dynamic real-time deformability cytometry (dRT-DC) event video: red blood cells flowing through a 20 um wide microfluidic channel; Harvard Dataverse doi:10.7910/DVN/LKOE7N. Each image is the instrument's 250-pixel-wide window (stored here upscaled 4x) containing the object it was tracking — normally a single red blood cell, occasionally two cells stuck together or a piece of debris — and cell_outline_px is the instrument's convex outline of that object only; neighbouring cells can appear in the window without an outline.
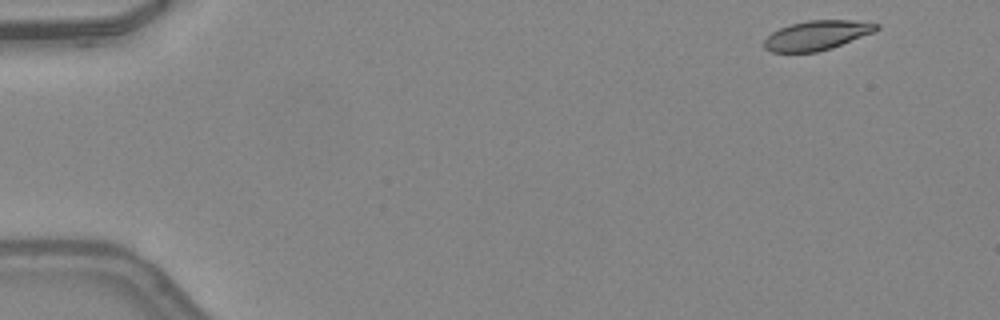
{"species": "common noctule bat (a hibernating species)", "species_latin": "Nyctalus noctula", "temperature_condition": "warm", "stored_images_in_passage": 46, "camera_frame_rate_fps": 3000, "um_per_image_px": 0.085, "animal": {"sex": "female", "body_mass_g": 24.6, "forearm_length_mm": 56.2}, "frame": {"image": 1, "passage_image": 1, "time_ms": 0.0, "image_size_px": [1000, 320], "cell_outline_px": [[880, 28], [876, 32], [832, 48], [816, 52], [772, 52], [764, 48], [764, 40], [772, 32], [780, 28], [792, 24], [808, 20], [852, 20], [880, 24]], "centroid_in_image_um": [69.48, 3.0], "position_along_channel_um": 15.5, "area_um2": 19.36}}
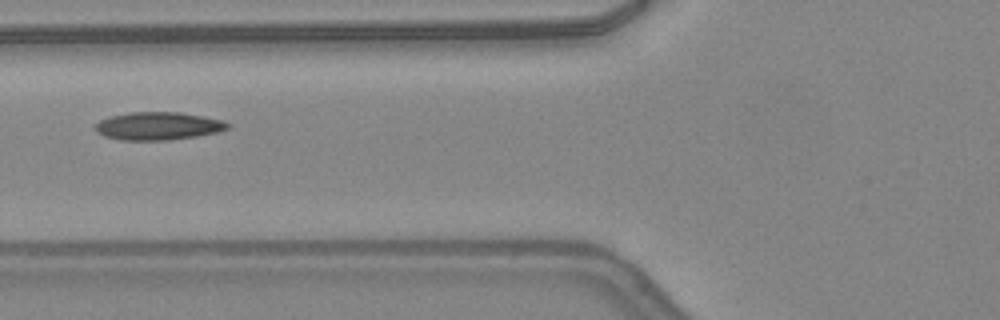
{"frame": {"image": 2, "passage_image": 17, "time_ms": 5.333, "image_size_px": [1000, 320], "cell_outline_px": [[232, 124], [228, 128], [216, 132], [196, 136], [168, 140], [120, 140], [104, 136], [96, 132], [92, 128], [100, 120], [112, 116], [132, 112], [180, 112], [224, 120]], "centroid_in_image_um": [13.43, 10.71], "position_along_channel_um": 112.4, "area_um2": 21.56}}
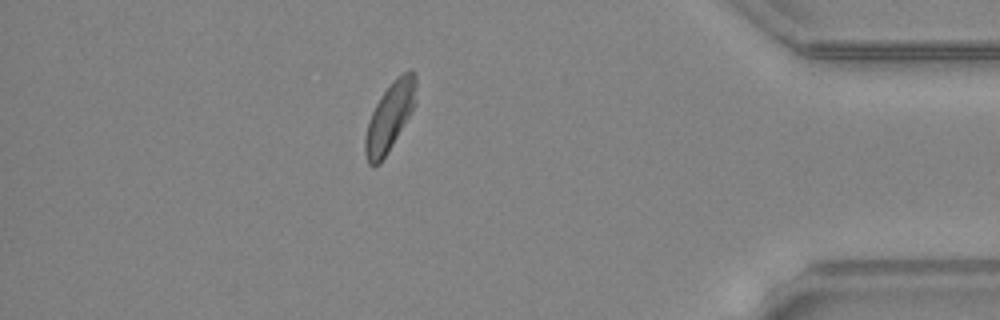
{"frame": {"image": 3, "passage_image": 40, "time_ms": 13.0, "image_size_px": [1000, 320], "cell_outline_px": [[416, 104], [412, 112], [380, 164], [372, 168], [368, 164], [364, 152], [364, 136], [368, 120], [380, 96], [392, 80], [396, 76], [408, 68], [416, 76]], "centroid_in_image_um": [33.12, 9.92], "position_along_channel_um": 402.1, "area_um2": 20.63}, "authors_computed_cell_mechanics": {"area_um2": 20.4901, "velocity_mm_per_s": 4.2718, "shape_relaxation_time_tau1_ms": 5.5487, "shape_relaxation_time_tau2_ms": 3.7344, "deformation_change_tau1": 0.1459, "deformation_change_tau2": 0.0913}}